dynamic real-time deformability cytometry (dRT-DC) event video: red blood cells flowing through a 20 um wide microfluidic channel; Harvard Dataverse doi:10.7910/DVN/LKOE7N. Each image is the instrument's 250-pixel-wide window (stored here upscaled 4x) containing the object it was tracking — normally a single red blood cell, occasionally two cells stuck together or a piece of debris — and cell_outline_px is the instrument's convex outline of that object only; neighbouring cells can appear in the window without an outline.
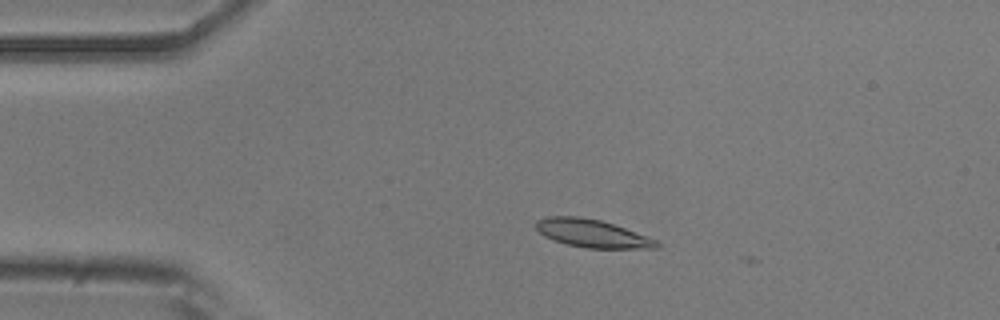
{"species": "common noctule bat (a hibernating species)", "species_latin": "Nyctalus noctula", "temperature_condition": "room temperature", "stored_images_in_passage": 11, "camera_frame_rate_fps": 3000, "um_per_image_px": 0.085, "animal": {"sex": "male", "body_mass_g": 20.5, "forearm_length_mm": 52.5}, "frame": {"image": 1, "passage_image": 10, "time_ms": 3.0, "image_size_px": [1000, 320], "cell_outline_px": [[664, 244], [660, 248], [588, 248], [568, 244], [544, 236], [536, 228], [536, 220], [544, 216], [580, 216], [600, 220], [648, 236]], "centroid_in_image_um": [50.37, 19.83], "position_along_channel_um": 34.6, "area_um2": 19.59}}